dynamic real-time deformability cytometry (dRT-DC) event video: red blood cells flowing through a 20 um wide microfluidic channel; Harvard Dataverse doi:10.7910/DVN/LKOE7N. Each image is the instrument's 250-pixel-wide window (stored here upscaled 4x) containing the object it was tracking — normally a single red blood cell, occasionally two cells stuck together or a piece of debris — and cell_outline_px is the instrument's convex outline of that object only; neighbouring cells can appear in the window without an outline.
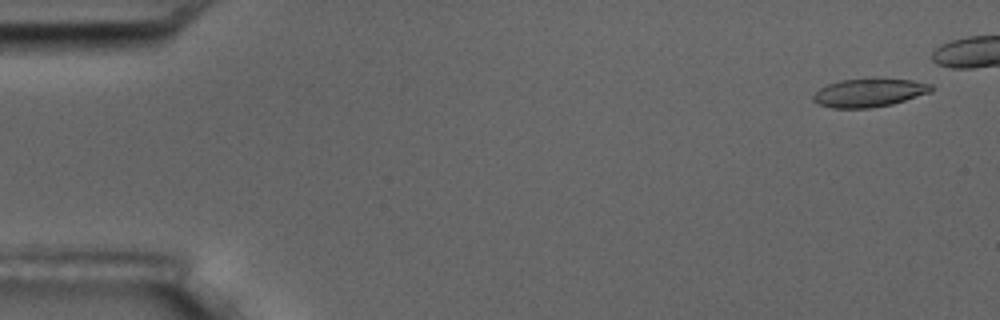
{"species": "common noctule bat (a hibernating species)", "species_latin": "Nyctalus noctula", "temperature_condition": "room temperature", "stored_images_in_passage": 6, "camera_frame_rate_fps": 3000, "um_per_image_px": 0.085, "animal": {"sex": "male", "body_mass_g": 17.5, "forearm_length_mm": 52.3}, "frame": {"image": 1, "passage_image": 1, "time_ms": 0.0, "image_size_px": [1000, 320], "cell_outline_px": [[932, 92], [892, 104], [868, 108], [832, 108], [816, 104], [812, 100], [812, 96], [820, 88], [828, 84], [840, 80], [864, 76], [876, 76], [912, 80], [932, 84]], "centroid_in_image_um": [73.87, 7.83], "position_along_channel_um": 11.1, "area_um2": 20.35}}